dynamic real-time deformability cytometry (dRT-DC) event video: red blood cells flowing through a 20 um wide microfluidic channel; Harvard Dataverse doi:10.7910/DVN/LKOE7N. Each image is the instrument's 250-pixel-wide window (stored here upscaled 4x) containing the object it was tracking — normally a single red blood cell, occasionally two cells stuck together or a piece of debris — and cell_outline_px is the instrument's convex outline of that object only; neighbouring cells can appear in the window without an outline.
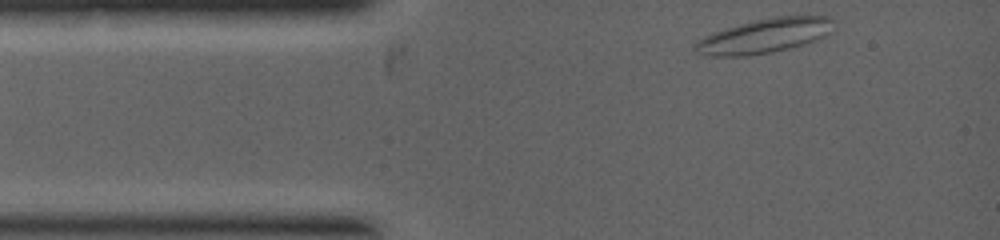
{"species": "common noctule bat (a hibernating species)", "species_latin": "Nyctalus noctula", "temperature_condition": "warm", "stored_images_in_passage": 3, "camera_frame_rate_fps": 5000, "um_per_image_px": 0.085, "animal": {"sex": "female", "body_mass_g": 19.0, "forearm_length_mm": 53.3}, "frame": {"image": 1, "passage_image": 1, "time_ms": 0.0, "image_size_px": [1000, 240], "cell_outline_px": [[836, 20], [828, 32], [824, 36], [816, 40], [788, 48], [772, 52], [744, 56], [712, 56], [696, 52], [692, 48], [696, 40], [712, 32], [724, 28], [752, 20], [776, 16], [828, 16]], "centroid_in_image_um": [64.93, 3.04], "position_along_channel_um": 20.1, "area_um2": 27.86}}
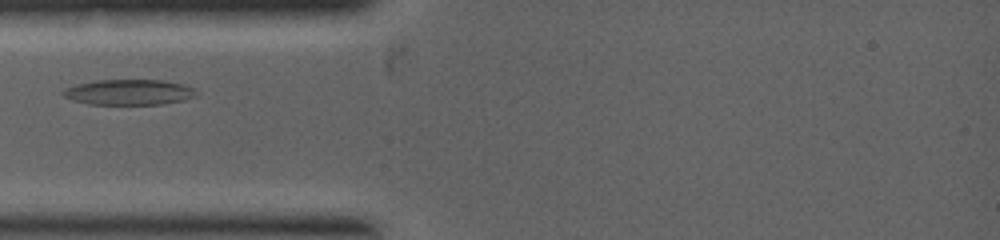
{"frame": {"image": 2, "passage_image": 3, "time_ms": 1.4, "image_size_px": [1000, 240], "cell_outline_px": [[196, 96], [184, 100], [164, 104], [88, 104], [72, 100], [64, 96], [60, 92], [64, 88], [76, 84], [96, 80], [164, 80], [180, 84], [192, 88], [196, 92]], "centroid_in_image_um": [10.91, 7.84], "position_along_channel_um": 74.1, "area_um2": 19.77}}